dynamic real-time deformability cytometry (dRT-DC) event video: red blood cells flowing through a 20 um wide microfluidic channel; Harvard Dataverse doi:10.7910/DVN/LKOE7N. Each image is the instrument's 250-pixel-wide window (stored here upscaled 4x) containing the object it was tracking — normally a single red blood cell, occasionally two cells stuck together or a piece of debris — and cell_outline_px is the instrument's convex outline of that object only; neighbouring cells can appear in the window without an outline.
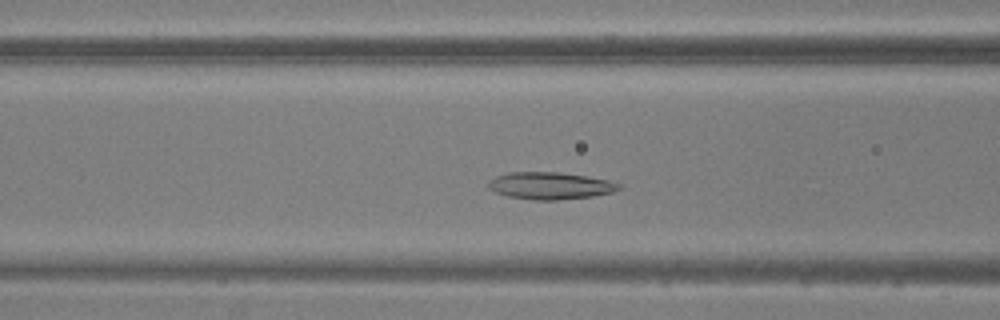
{"species": "common noctule bat (a hibernating species)", "species_latin": "Nyctalus noctula", "temperature_condition": "warm", "stored_images_in_passage": 40, "camera_frame_rate_fps": 3000, "um_per_image_px": 0.085, "animal": {"sex": "male", "body_mass_g": 20.5, "forearm_length_mm": 52.5}, "frame": {"image": 1, "passage_image": 10, "time_ms": 3.0, "image_size_px": [1000, 320], "cell_outline_px": [[624, 184], [620, 188], [612, 192], [592, 196], [556, 200], [536, 200], [508, 196], [496, 192], [488, 188], [488, 180], [496, 176], [508, 172], [560, 172], [608, 180]], "centroid_in_image_um": [46.76, 15.78], "position_along_channel_um": 119.8, "area_um2": 20.58}}
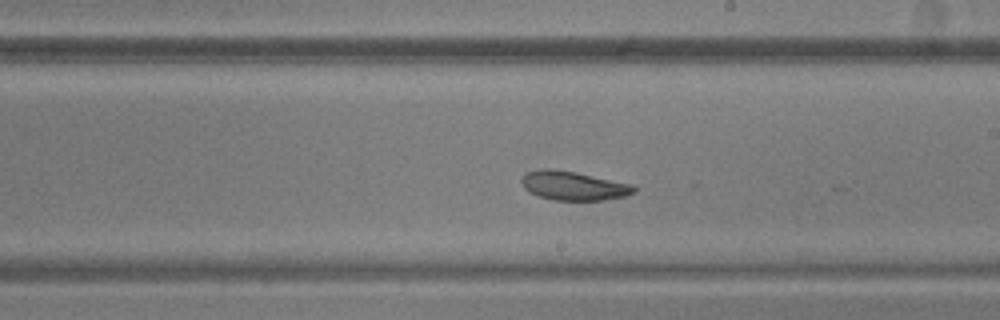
{"frame": {"image": 2, "passage_image": 19, "time_ms": 6.0, "image_size_px": [1000, 320], "cell_outline_px": [[636, 192], [624, 196], [604, 200], [552, 200], [528, 192], [524, 188], [520, 180], [524, 172], [540, 168], [548, 168], [576, 172], [632, 184], [636, 188]], "centroid_in_image_um": [48.7, 15.78], "position_along_channel_um": 240.3, "area_um2": 19.13}}
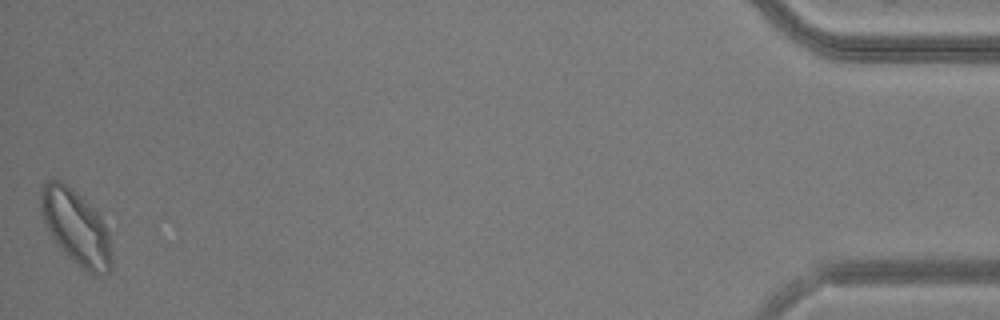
{"frame": {"image": 3, "passage_image": 40, "time_ms": 13.0, "image_size_px": [1000, 320], "cell_outline_px": [[112, 268], [104, 276], [92, 276], [72, 260], [56, 244], [40, 212], [40, 188], [44, 180], [60, 180], [72, 188], [100, 216], [108, 232], [112, 252]], "centroid_in_image_um": [6.46, 19.35], "position_along_channel_um": 428.7, "area_um2": 30.98}}